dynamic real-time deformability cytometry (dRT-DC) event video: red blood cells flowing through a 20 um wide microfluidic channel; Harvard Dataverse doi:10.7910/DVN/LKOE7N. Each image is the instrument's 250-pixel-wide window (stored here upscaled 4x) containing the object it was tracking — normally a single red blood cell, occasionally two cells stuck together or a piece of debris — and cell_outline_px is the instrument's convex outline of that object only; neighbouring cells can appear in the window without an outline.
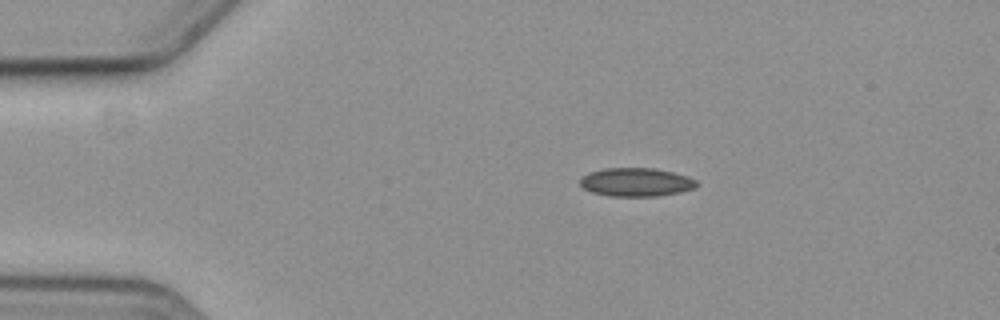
{"species": "common noctule bat (a hibernating species)", "species_latin": "Nyctalus noctula", "temperature_condition": "cold", "stored_images_in_passage": 5, "camera_frame_rate_fps": 3000, "um_per_image_px": 0.085, "animal": {"sex": "female", "body_mass_g": 19.3, "forearm_length_mm": 54.1}, "frame": {"image": 1, "passage_image": 1, "time_ms": 0.0, "image_size_px": [1000, 320], "cell_outline_px": [[696, 188], [680, 192], [656, 196], [612, 196], [592, 192], [584, 188], [580, 184], [580, 176], [588, 172], [604, 168], [656, 168], [688, 176], [696, 180]], "centroid_in_image_um": [54.05, 15.47], "position_along_channel_um": 30.9, "area_um2": 19.42}}
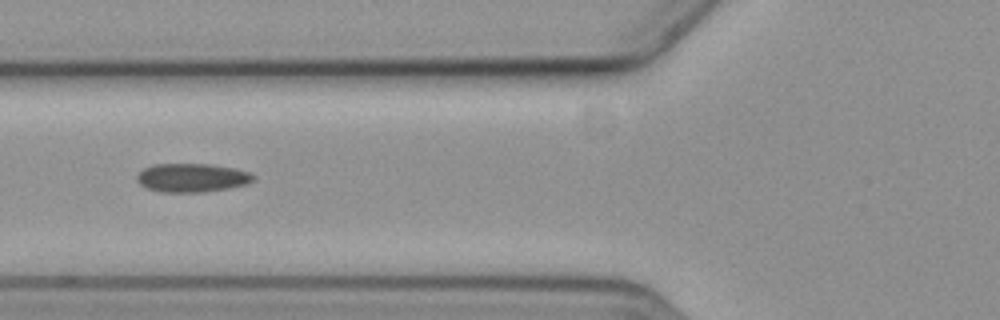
{"frame": {"image": 2, "passage_image": 4, "time_ms": 3.667, "image_size_px": [1000, 320], "cell_outline_px": [[256, 176], [248, 184], [228, 188], [204, 192], [160, 192], [148, 188], [140, 184], [136, 180], [136, 176], [144, 168], [152, 164], [212, 164], [236, 168], [248, 172]], "centroid_in_image_um": [16.32, 15.1], "position_along_channel_um": 109.5, "area_um2": 19.54}}